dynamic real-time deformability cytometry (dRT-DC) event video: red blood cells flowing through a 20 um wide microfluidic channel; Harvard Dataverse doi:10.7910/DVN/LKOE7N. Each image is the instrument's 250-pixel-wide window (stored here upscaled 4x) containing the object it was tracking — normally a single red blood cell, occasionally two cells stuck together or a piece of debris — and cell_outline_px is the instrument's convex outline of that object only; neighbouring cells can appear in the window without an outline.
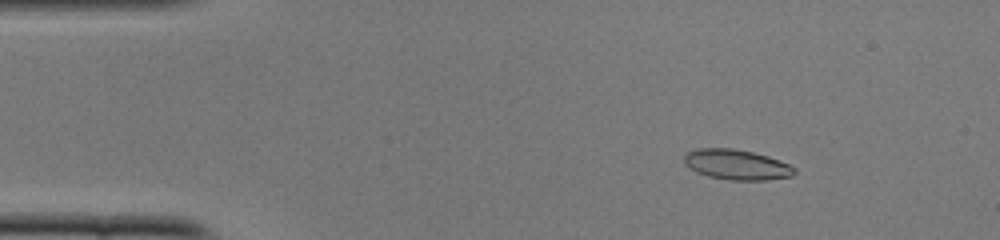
{"species": "common noctule bat (a hibernating species)", "species_latin": "Nyctalus noctula", "temperature_condition": "cold", "stored_images_in_passage": 51, "camera_frame_rate_fps": 3000, "um_per_image_px": 0.085, "animal": {"sex": "female", "body_mass_g": 22.0, "forearm_length_mm": 56.7}, "frame": {"image": 1, "passage_image": 7, "time_ms": 2.0, "image_size_px": [1000, 240], "cell_outline_px": [[796, 172], [792, 176], [764, 180], [728, 180], [708, 176], [696, 172], [688, 168], [684, 164], [684, 156], [688, 152], [696, 148], [732, 148], [752, 152], [768, 156], [788, 164], [796, 168]], "centroid_in_image_um": [62.58, 13.99], "position_along_channel_um": 22.4, "area_um2": 19.48}}
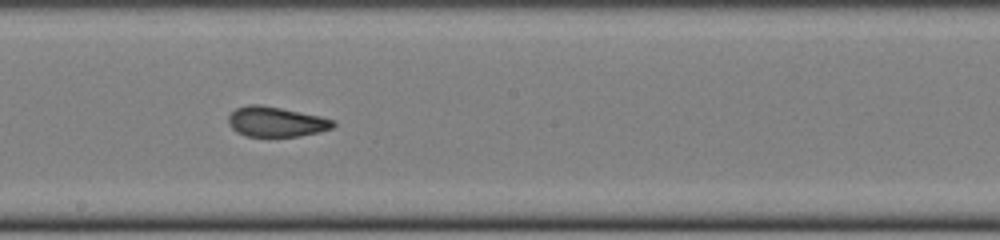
{"frame": {"image": 2, "passage_image": 28, "time_ms": 9.0, "image_size_px": [1000, 240], "cell_outline_px": [[336, 124], [332, 128], [320, 132], [300, 136], [244, 136], [236, 132], [228, 124], [228, 116], [236, 108], [248, 104], [260, 104], [320, 116], [332, 120]], "centroid_in_image_um": [23.43, 10.35], "position_along_channel_um": 224.8, "area_um2": 18.32}}
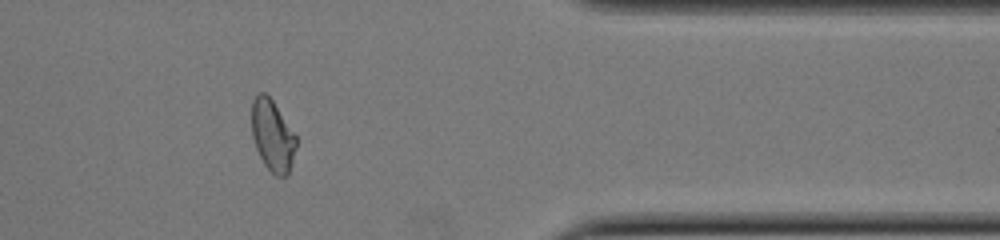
{"frame": {"image": 3, "passage_image": 42, "time_ms": 13.667, "image_size_px": [1000, 240], "cell_outline_px": [[296, 148], [288, 176], [276, 176], [264, 164], [256, 148], [252, 136], [252, 100], [260, 92], [264, 92], [272, 100], [296, 136]], "centroid_in_image_um": [23.16, 11.54], "position_along_channel_um": 388.2, "area_um2": 18.26}, "authors_computed_cell_mechanics": {"area_um2": 18.8428, "velocity_mm_per_s": 3.9223, "shape_relaxation_time_tau1_ms": null, "shape_relaxation_time_tau2_ms": 1.605, "deformation_change_tau1": null, "deformation_change_tau2": 0.0755}}